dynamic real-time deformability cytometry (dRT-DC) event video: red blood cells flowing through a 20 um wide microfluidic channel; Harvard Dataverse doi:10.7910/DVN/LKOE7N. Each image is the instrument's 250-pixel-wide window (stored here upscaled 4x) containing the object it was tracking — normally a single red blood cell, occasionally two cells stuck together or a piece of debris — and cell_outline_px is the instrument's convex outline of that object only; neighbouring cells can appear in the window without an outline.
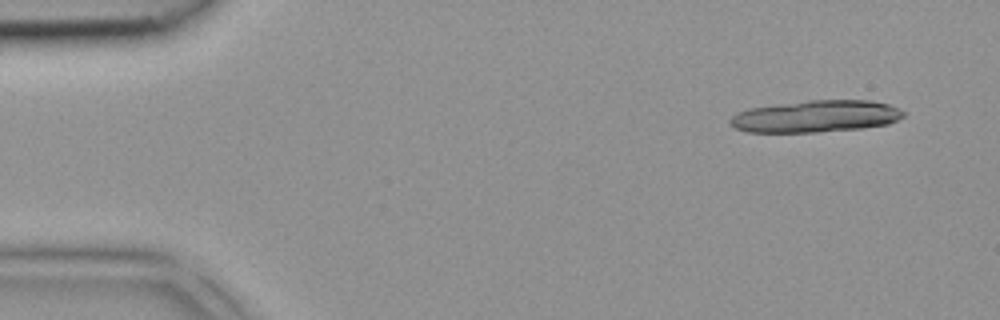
{"species": "common noctule bat (a hibernating species)", "species_latin": "Nyctalus noctula", "temperature_condition": "room temperature", "stored_images_in_passage": 15, "camera_frame_rate_fps": 3000, "um_per_image_px": 0.085, "animal": {"sex": "female", "body_mass_g": 18.4}, "frame": {"image": 1, "passage_image": 3, "time_ms": 0.667, "image_size_px": [1000, 320], "cell_outline_px": [[904, 116], [888, 124], [860, 128], [816, 132], [748, 132], [736, 128], [728, 124], [728, 120], [736, 112], [748, 108], [776, 104], [808, 100], [868, 100], [888, 104], [900, 108], [904, 112]], "centroid_in_image_um": [69.3, 9.88], "position_along_channel_um": 15.7, "area_um2": 32.37}}